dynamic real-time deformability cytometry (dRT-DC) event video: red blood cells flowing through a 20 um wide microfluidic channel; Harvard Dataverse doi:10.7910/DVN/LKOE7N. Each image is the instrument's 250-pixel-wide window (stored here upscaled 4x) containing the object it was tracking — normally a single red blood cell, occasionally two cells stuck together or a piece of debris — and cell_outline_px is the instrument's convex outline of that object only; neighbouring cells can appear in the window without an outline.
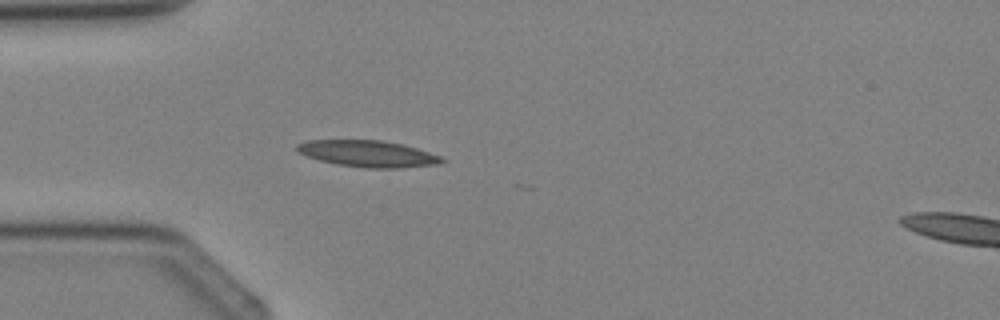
{"species": "Egyptian fruit bat (a non-hibernating species)", "species_latin": "Rousettus aegyptiacus", "temperature_condition": "cold", "stored_images_in_passage": 1, "camera_frame_rate_fps": 3000, "um_per_image_px": 0.085, "animal": {"sex": "female"}, "frame": {"image": 1, "passage_image": 1, "time_ms": 0.0, "image_size_px": [1000, 320], "cell_outline_px": [[448, 160], [440, 164], [396, 168], [364, 168], [340, 164], [320, 160], [308, 156], [300, 152], [296, 148], [296, 144], [308, 140], [384, 140], [416, 148], [440, 156]], "centroid_in_image_um": [31.31, 13.06], "position_along_channel_um": 53.7, "area_um2": 22.14}}